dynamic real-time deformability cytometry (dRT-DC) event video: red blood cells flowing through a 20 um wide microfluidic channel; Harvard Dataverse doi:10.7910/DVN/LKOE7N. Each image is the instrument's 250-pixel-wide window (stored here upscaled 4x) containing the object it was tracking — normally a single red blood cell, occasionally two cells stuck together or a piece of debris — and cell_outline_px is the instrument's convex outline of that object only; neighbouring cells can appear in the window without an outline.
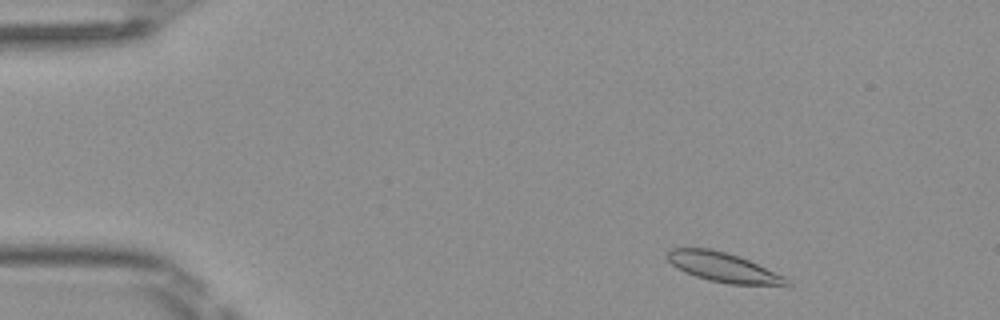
{"species": "Egyptian fruit bat (a non-hibernating species)", "species_latin": "Rousettus aegyptiacus", "temperature_condition": "room temperature", "stored_images_in_passage": 46, "camera_frame_rate_fps": 3000, "um_per_image_px": 0.085, "frame": {"image": 1, "passage_image": 3, "time_ms": 0.667, "image_size_px": [1000, 320], "cell_outline_px": [[792, 284], [788, 288], [728, 284], [708, 280], [684, 272], [676, 268], [664, 256], [664, 252], [668, 248], [708, 248], [724, 252], [748, 260], [784, 276], [792, 280]], "centroid_in_image_um": [61.55, 22.77], "position_along_channel_um": 23.5, "area_um2": 21.21}}
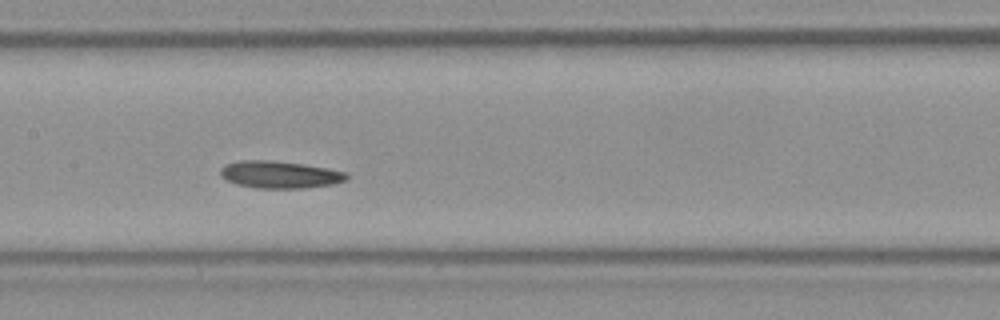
{"frame": {"image": 2, "passage_image": 21, "time_ms": 6.667, "image_size_px": [1000, 320], "cell_outline_px": [[348, 180], [332, 184], [304, 188], [256, 188], [236, 184], [220, 176], [220, 168], [224, 164], [240, 160], [268, 160], [304, 164], [328, 168], [348, 172]], "centroid_in_image_um": [23.78, 14.83], "position_along_channel_um": 183.6, "area_um2": 20.17}}
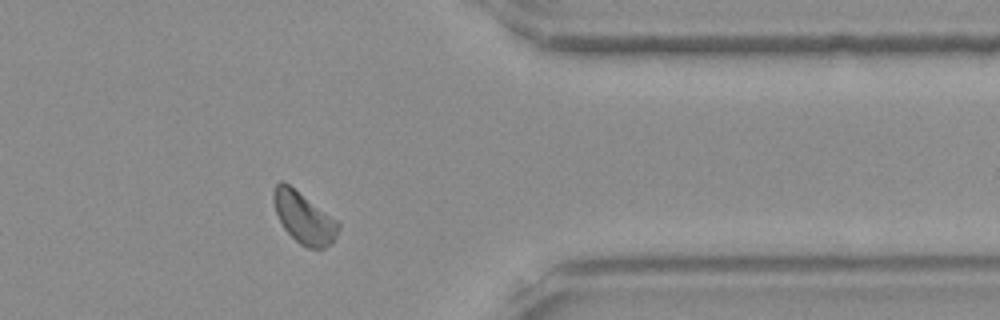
{"frame": {"image": 3, "passage_image": 37, "time_ms": 12.0, "image_size_px": [1000, 320], "cell_outline_px": [[340, 228], [332, 244], [324, 248], [308, 248], [300, 244], [284, 228], [276, 212], [272, 200], [272, 192], [276, 184], [280, 180], [288, 184], [336, 220], [340, 224]], "centroid_in_image_um": [25.82, 18.52], "position_along_channel_um": 385.6, "area_um2": 19.02}, "authors_computed_cell_mechanics": {"area_um2": 19.5075, "velocity_mm_per_s": 4.0474, "shape_relaxation_time_tau1_ms": 7.0839, "shape_relaxation_time_tau2_ms": 4.6959, "deformation_change_tau1": 0.1238, "deformation_change_tau2": 0.078}}